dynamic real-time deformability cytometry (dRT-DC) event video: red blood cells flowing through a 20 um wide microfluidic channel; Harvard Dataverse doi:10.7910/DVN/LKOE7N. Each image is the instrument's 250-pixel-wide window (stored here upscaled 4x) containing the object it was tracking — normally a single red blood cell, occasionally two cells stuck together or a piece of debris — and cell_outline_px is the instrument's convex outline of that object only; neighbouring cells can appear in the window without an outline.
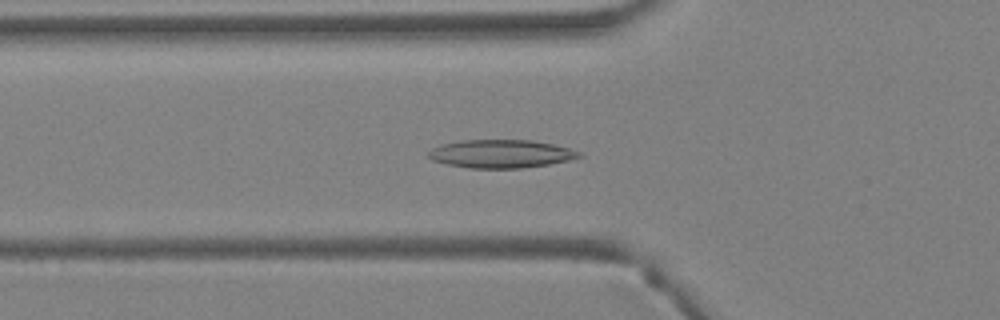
{"species": "Egyptian fruit bat (a non-hibernating species)", "species_latin": "Rousettus aegyptiacus", "temperature_condition": "warm", "stored_images_in_passage": 32, "camera_frame_rate_fps": 3000, "um_per_image_px": 0.085, "animal": {"sex": "female"}, "frame": {"image": 1, "passage_image": 6, "time_ms": 1.667, "image_size_px": [1000, 320], "cell_outline_px": [[584, 156], [568, 160], [548, 164], [520, 168], [468, 168], [448, 164], [432, 160], [428, 156], [428, 152], [432, 148], [440, 144], [464, 140], [532, 140], [552, 144], [568, 148], [580, 152]], "centroid_in_image_um": [42.56, 13.07], "position_along_channel_um": 83.2, "area_um2": 24.62}}
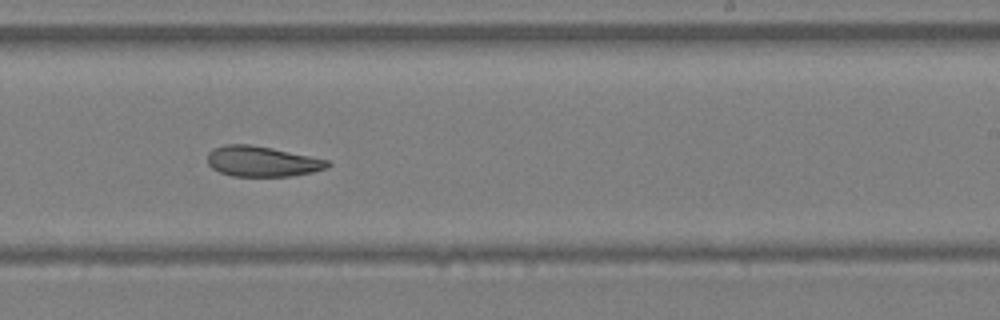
{"frame": {"image": 2, "passage_image": 17, "time_ms": 5.333, "image_size_px": [1000, 320], "cell_outline_px": [[332, 164], [324, 168], [312, 172], [288, 176], [232, 176], [220, 172], [212, 168], [208, 164], [208, 152], [212, 148], [224, 144], [248, 144], [272, 148], [328, 160]], "centroid_in_image_um": [22.23, 13.71], "position_along_channel_um": 266.8, "area_um2": 21.15}}
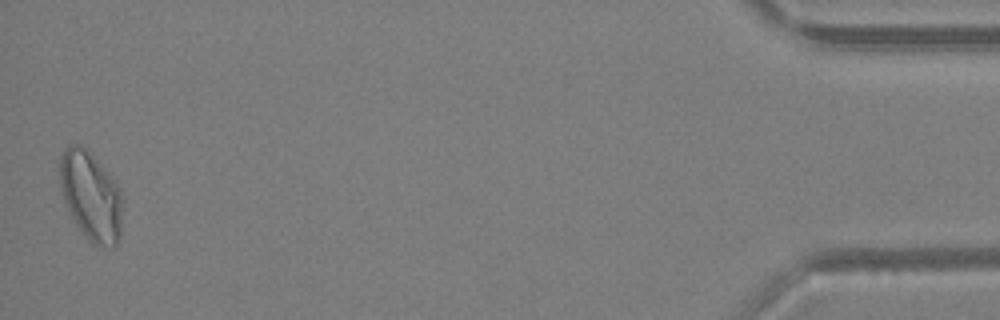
{"frame": {"image": 3, "passage_image": 32, "time_ms": 10.333, "image_size_px": [1000, 320], "cell_outline_px": [[124, 200], [120, 236], [116, 248], [112, 248], [96, 244], [76, 224], [68, 212], [60, 188], [60, 156], [64, 148], [68, 144], [80, 144], [88, 148], [120, 188]], "centroid_in_image_um": [7.75, 16.62], "position_along_channel_um": 427.5, "area_um2": 32.89}}